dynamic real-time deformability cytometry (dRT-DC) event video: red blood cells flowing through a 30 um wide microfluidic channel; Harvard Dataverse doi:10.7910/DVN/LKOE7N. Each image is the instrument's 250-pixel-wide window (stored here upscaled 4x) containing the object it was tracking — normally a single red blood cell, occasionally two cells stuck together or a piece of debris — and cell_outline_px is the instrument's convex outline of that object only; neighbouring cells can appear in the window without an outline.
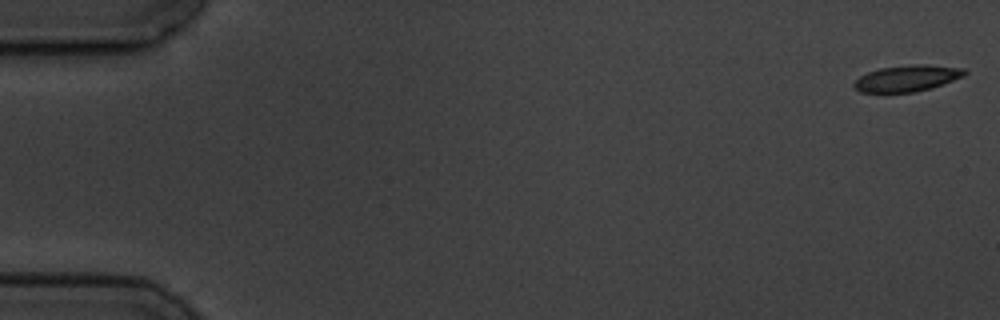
{"species": "common noctule bat (a hibernating species)", "species_latin": "Nyctalus noctula", "temperature_condition": "cold", "stored_images_in_passage": 4, "camera_frame_rate_fps": 3000, "um_per_image_px": 0.085, "animal": {"sex": "male", "body_mass_g": 19.5, "forearm_length_mm": 54.6}, "frame": {"image": 1, "passage_image": 1, "time_ms": 0.0, "image_size_px": [1000, 320], "cell_outline_px": [[968, 72], [964, 76], [944, 84], [932, 88], [916, 92], [860, 92], [852, 84], [860, 76], [868, 72], [880, 68], [916, 64], [928, 64], [964, 68]], "centroid_in_image_um": [77.15, 6.65], "position_along_channel_um": 7.8, "area_um2": 16.99}}